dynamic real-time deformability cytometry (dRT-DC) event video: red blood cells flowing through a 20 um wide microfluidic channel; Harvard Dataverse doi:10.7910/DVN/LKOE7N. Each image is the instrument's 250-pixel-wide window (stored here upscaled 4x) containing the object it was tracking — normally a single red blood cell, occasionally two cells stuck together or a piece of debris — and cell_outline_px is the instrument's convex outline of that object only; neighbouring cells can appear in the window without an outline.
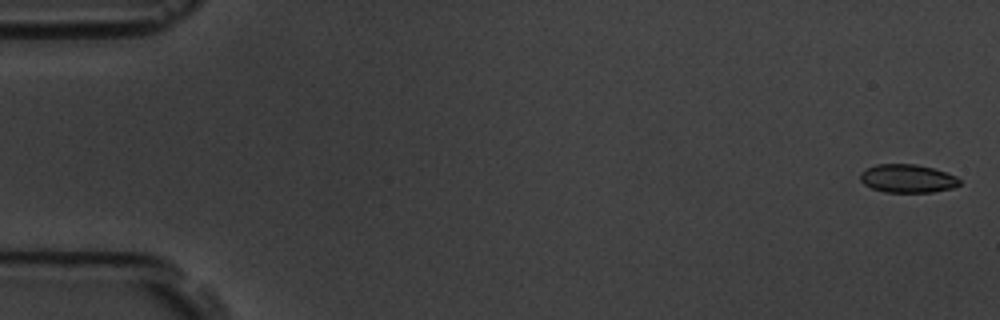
{"species": "common noctule bat (a hibernating species)", "species_latin": "Nyctalus noctula", "temperature_condition": "room temperature", "stored_images_in_passage": 57, "camera_frame_rate_fps": 3000, "um_per_image_px": 0.085, "animal": {"sex": "male", "body_mass_g": 19.5, "forearm_length_mm": 54.6}, "frame": {"image": 1, "passage_image": 2, "time_ms": 0.333, "image_size_px": [1000, 320], "cell_outline_px": [[960, 184], [952, 188], [932, 192], [884, 192], [872, 188], [864, 184], [860, 180], [860, 172], [876, 164], [916, 164], [932, 168], [956, 176], [960, 180]], "centroid_in_image_um": [77.12, 15.17], "position_along_channel_um": 7.9, "area_um2": 16.3}}
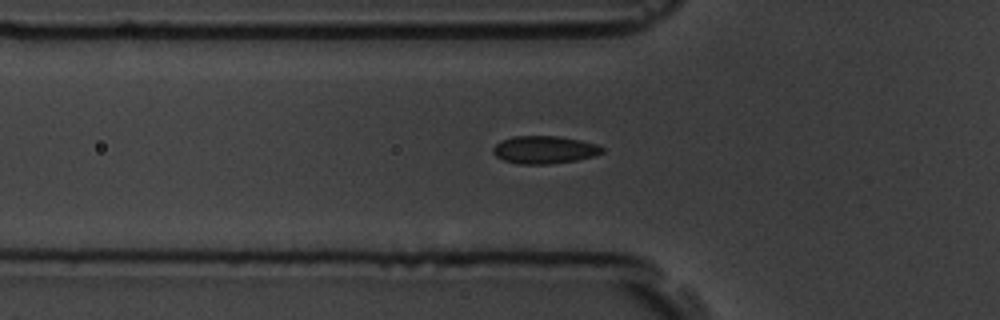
{"frame": {"image": 2, "passage_image": 20, "time_ms": 6.333, "image_size_px": [1000, 320], "cell_outline_px": [[604, 152], [592, 156], [576, 160], [548, 164], [520, 164], [504, 160], [496, 156], [492, 152], [492, 148], [500, 140], [512, 136], [556, 136], [580, 140], [596, 144], [604, 148]], "centroid_in_image_um": [46.24, 12.72], "position_along_channel_um": 79.6, "area_um2": 17.57}}
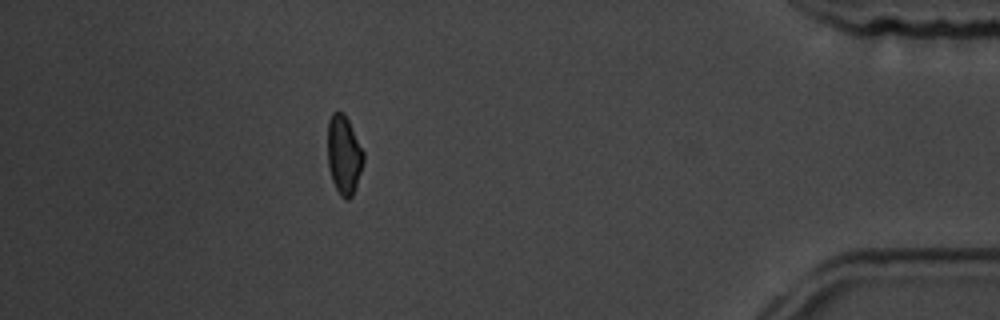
{"frame": {"image": 3, "passage_image": 51, "time_ms": 16.667, "image_size_px": [1000, 320], "cell_outline_px": [[364, 160], [352, 196], [348, 200], [340, 196], [332, 180], [328, 168], [328, 120], [332, 112], [344, 112], [364, 152]], "centroid_in_image_um": [29.22, 13.15], "position_along_channel_um": 406.0, "area_um2": 16.36}, "authors_computed_cell_mechanics": {"area_um2": 17.34, "velocity_mm_per_s": 3.6386, "shape_relaxation_time_tau1_ms": 4.6577, "shape_relaxation_time_tau2_ms": 1.7226, "deformation_change_tau1": 0.0935, "deformation_change_tau2": 0.0407}}